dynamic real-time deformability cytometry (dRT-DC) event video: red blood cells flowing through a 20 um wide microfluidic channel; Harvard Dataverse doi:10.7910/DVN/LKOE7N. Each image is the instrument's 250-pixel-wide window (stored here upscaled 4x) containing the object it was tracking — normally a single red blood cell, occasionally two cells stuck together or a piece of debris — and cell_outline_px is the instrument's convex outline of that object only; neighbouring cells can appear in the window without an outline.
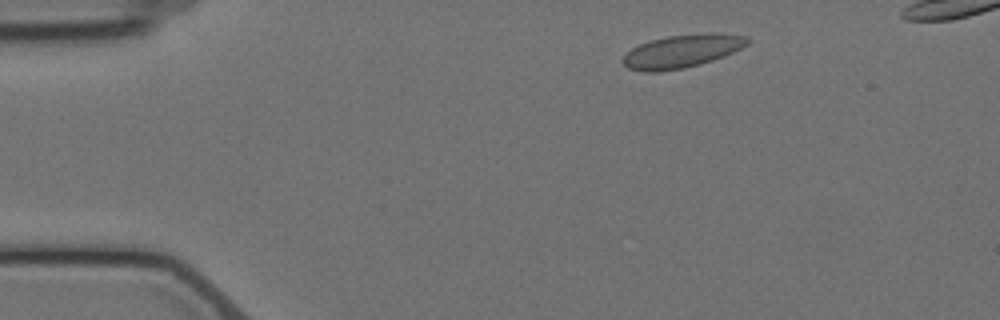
{"species": "Egyptian fruit bat (a non-hibernating species)", "species_latin": "Rousettus aegyptiacus", "temperature_condition": "cold", "stored_images_in_passage": 4, "camera_frame_rate_fps": 3000, "um_per_image_px": 0.085, "animal": {"sex": "female"}, "frame": {"image": 1, "passage_image": 2, "time_ms": 1.0, "image_size_px": [1000, 320], "cell_outline_px": [[752, 40], [748, 44], [724, 56], [712, 60], [684, 68], [660, 72], [644, 72], [628, 68], [620, 60], [632, 48], [640, 44], [652, 40], [668, 36], [712, 32], [720, 32], [744, 36]], "centroid_in_image_um": [57.97, 4.35], "position_along_channel_um": 27.0, "area_um2": 23.99}}